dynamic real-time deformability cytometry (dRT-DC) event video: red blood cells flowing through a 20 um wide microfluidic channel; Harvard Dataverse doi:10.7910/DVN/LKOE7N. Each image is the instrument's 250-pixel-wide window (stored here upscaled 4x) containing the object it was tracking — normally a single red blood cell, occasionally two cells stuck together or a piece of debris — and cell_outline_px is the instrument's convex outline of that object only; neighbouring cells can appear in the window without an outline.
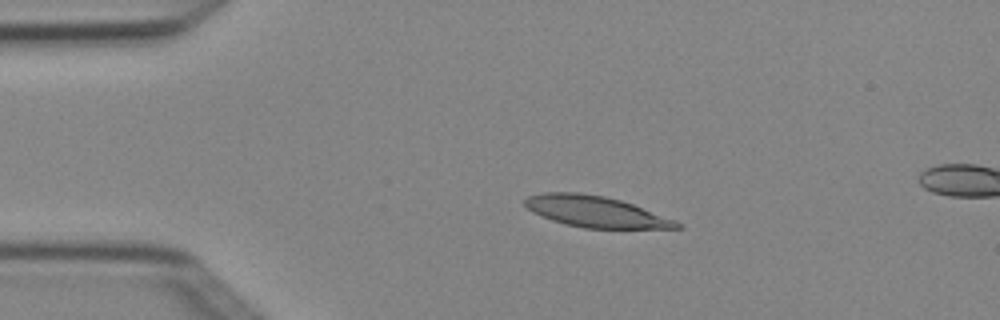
{"species": "Egyptian fruit bat (a non-hibernating species)", "species_latin": "Rousettus aegyptiacus", "temperature_condition": "cold", "stored_images_in_passage": 5, "segment_of_instrument_passage": [1, 2], "camera_frame_rate_fps": 3000, "um_per_image_px": 0.085, "animal": {"sex": "female"}, "frame": {"image": 1, "passage_image": 3, "time_ms": 0.667, "image_size_px": [1000, 320], "cell_outline_px": [[684, 228], [584, 228], [564, 224], [552, 220], [532, 212], [524, 204], [524, 200], [528, 196], [544, 192], [580, 192], [604, 196], [620, 200], [632, 204], [676, 220]], "centroid_in_image_um": [50.6, 17.98], "position_along_channel_um": 34.4, "area_um2": 27.4}}